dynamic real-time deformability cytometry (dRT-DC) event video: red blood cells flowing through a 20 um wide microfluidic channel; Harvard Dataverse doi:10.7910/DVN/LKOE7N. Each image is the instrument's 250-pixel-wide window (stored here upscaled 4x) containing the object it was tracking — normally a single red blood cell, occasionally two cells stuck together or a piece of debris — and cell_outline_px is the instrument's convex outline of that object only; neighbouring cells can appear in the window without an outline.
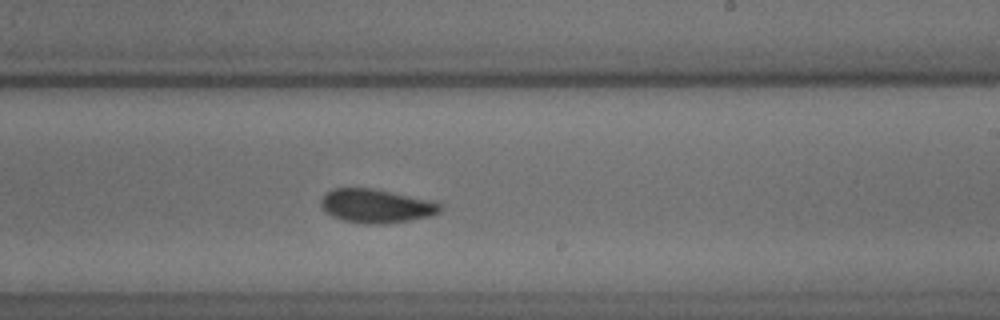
{"species": "common noctule bat (a hibernating species)", "species_latin": "Nyctalus noctula", "temperature_condition": "cold", "stored_images_in_passage": 39, "camera_frame_rate_fps": 3000, "um_per_image_px": 0.085, "animal": {"sex": "male", "body_mass_g": 18.8}, "frame": {"image": 1, "passage_image": 17, "time_ms": 5.333, "image_size_px": [1000, 320], "cell_outline_px": [[440, 212], [432, 216], [388, 224], [364, 224], [344, 220], [332, 216], [324, 212], [320, 204], [320, 200], [332, 188], [372, 188], [432, 200], [440, 204]], "centroid_in_image_um": [31.97, 17.51], "position_along_channel_um": 257.0, "area_um2": 23.58}, "authors_computed_cell_mechanics": {"area_um2": 22.9466, "velocity_mm_per_s": 3.6996, "shape_relaxation_time_tau1_ms": 3.0974, "shape_relaxation_time_tau2_ms": 2.1843, "deformation_change_tau1": 0.1017, "deformation_change_tau2": 0.0508}}